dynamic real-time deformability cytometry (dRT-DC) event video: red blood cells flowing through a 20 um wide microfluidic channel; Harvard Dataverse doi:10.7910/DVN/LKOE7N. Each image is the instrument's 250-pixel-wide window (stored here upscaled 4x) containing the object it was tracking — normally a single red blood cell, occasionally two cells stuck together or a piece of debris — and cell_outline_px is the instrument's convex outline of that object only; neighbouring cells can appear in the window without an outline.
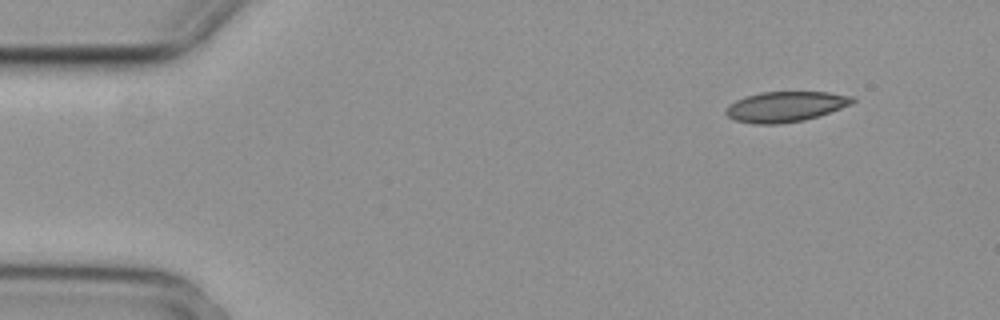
{"species": "common noctule bat (a hibernating species)", "species_latin": "Nyctalus noctula", "temperature_condition": "cold", "stored_images_in_passage": 3, "camera_frame_rate_fps": 3000, "um_per_image_px": 0.085, "animal": {"sex": "female", "body_mass_g": 29.2, "forearm_length_mm": 56.3}, "frame": {"image": 1, "passage_image": 3, "time_ms": 0.667, "image_size_px": [1000, 320], "cell_outline_px": [[856, 100], [852, 104], [804, 120], [780, 124], [756, 124], [736, 120], [728, 116], [724, 112], [724, 108], [728, 104], [744, 96], [760, 92], [828, 92], [856, 96]], "centroid_in_image_um": [66.75, 9.05], "position_along_channel_um": 18.3, "area_um2": 22.48}}